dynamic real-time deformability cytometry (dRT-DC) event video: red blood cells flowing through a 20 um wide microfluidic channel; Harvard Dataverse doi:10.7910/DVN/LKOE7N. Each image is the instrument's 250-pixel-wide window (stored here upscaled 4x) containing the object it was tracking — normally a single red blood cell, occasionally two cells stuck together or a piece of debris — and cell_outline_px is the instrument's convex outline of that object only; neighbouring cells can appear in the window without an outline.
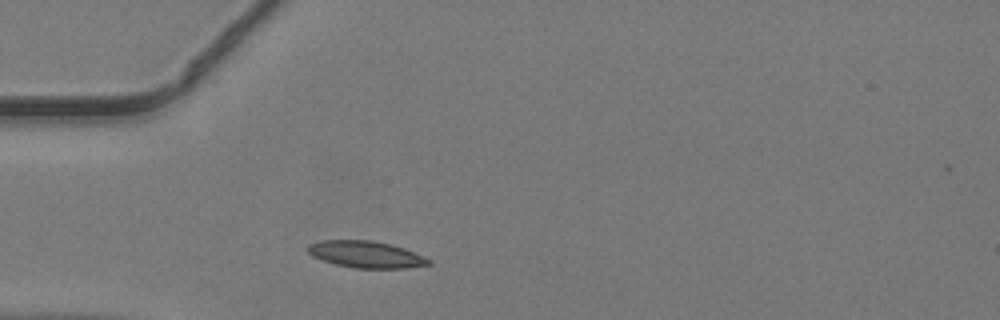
{"species": "common noctule bat (a hibernating species)", "species_latin": "Nyctalus noctula", "temperature_condition": "warm", "stored_images_in_passage": 34, "camera_frame_rate_fps": 3000, "um_per_image_px": 0.085, "animal": {"sex": "male", "body_mass_g": 19.2, "forearm_length_mm": 51.8}, "frame": {"image": 1, "passage_image": 1, "time_ms": 0.0, "image_size_px": [1000, 320], "cell_outline_px": [[432, 264], [404, 268], [356, 268], [336, 264], [312, 256], [308, 252], [308, 244], [320, 240], [372, 240], [392, 244], [404, 248], [424, 256], [432, 260]], "centroid_in_image_um": [31.13, 21.61], "position_along_channel_um": 53.9, "area_um2": 18.84}}
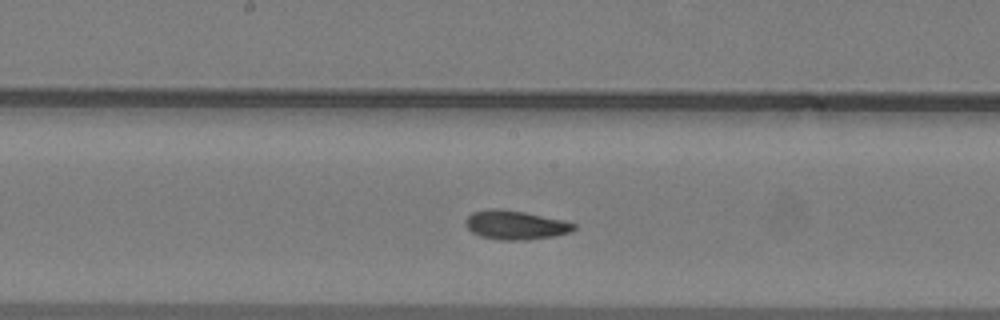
{"frame": {"image": 2, "passage_image": 12, "time_ms": 3.667, "image_size_px": [1000, 320], "cell_outline_px": [[576, 228], [568, 232], [556, 236], [520, 240], [500, 240], [480, 236], [472, 232], [464, 224], [464, 220], [472, 212], [492, 208], [524, 212], [564, 220], [576, 224]], "centroid_in_image_um": [43.79, 19.12], "position_along_channel_um": 204.4, "area_um2": 18.21}}
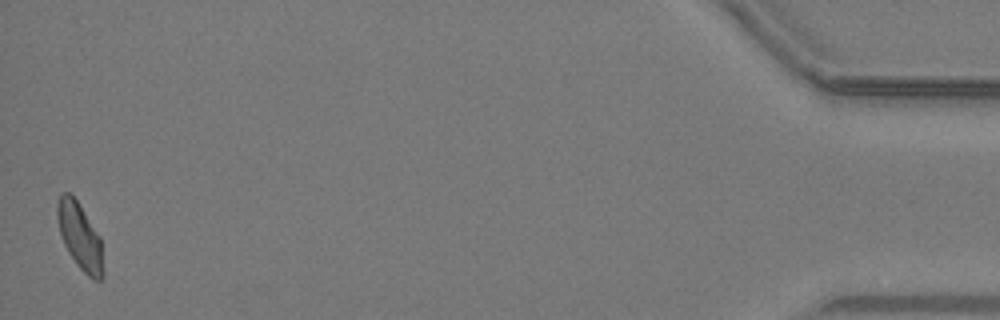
{"frame": {"image": 3, "passage_image": 34, "time_ms": 11.0, "image_size_px": [1000, 320], "cell_outline_px": [[104, 276], [100, 280], [92, 280], [76, 264], [68, 252], [64, 244], [60, 232], [56, 216], [56, 204], [60, 192], [68, 192], [76, 200], [100, 236], [104, 272]], "centroid_in_image_um": [6.78, 20.11], "position_along_channel_um": 428.4, "area_um2": 17.8}}